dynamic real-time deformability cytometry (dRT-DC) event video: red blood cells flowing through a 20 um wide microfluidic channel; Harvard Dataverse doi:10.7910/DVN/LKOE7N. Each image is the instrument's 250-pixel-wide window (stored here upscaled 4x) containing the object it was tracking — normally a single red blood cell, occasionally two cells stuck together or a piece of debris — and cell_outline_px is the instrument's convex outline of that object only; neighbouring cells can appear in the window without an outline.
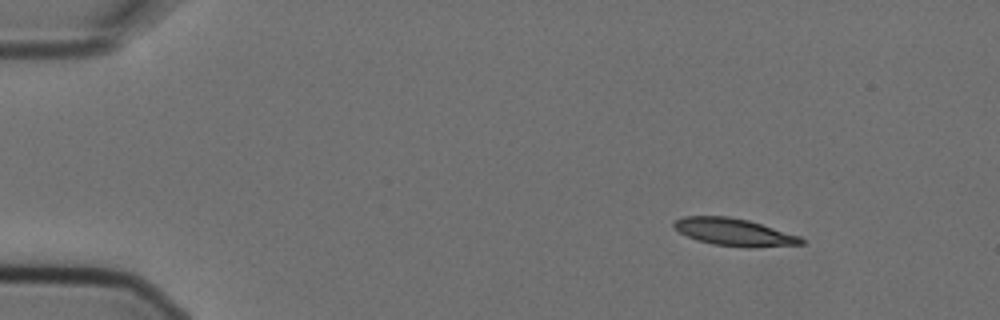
{"species": "Egyptian fruit bat (a non-hibernating species)", "species_latin": "Rousettus aegyptiacus", "temperature_condition": "cold", "stored_images_in_passage": 8, "camera_frame_rate_fps": 3000, "um_per_image_px": 0.085, "animal": {"sex": "female"}, "frame": {"image": 1, "passage_image": 1, "time_ms": 0.0, "image_size_px": [1000, 320], "cell_outline_px": [[804, 244], [756, 248], [744, 248], [712, 244], [696, 240], [680, 232], [672, 224], [676, 220], [684, 216], [728, 216], [748, 220], [800, 236], [804, 240]], "centroid_in_image_um": [62.43, 19.75], "position_along_channel_um": 22.6, "area_um2": 20.4}}
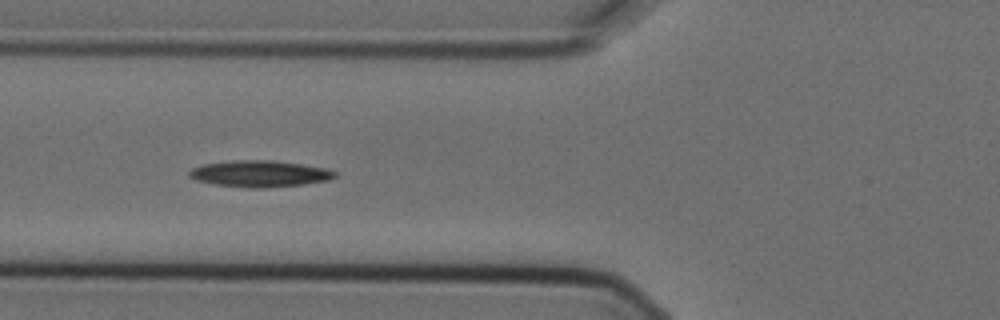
{"frame": {"image": 2, "passage_image": 5, "time_ms": 1.333, "image_size_px": [1000, 320], "cell_outline_px": [[336, 176], [328, 180], [304, 184], [260, 188], [252, 188], [216, 184], [196, 180], [188, 176], [188, 172], [192, 168], [204, 164], [232, 160], [272, 160], [328, 168], [336, 172]], "centroid_in_image_um": [22.08, 14.76], "position_along_channel_um": 103.7, "area_um2": 22.31}}
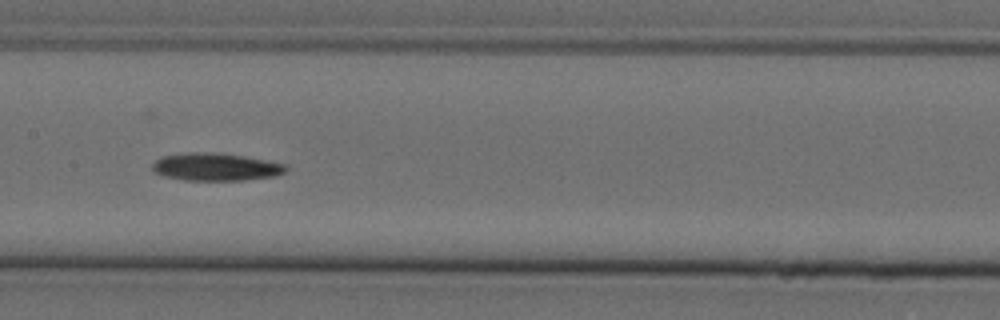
{"frame": {"image": 3, "passage_image": 7, "time_ms": 2.0, "image_size_px": [1000, 320], "cell_outline_px": [[288, 168], [284, 172], [276, 176], [244, 180], [184, 180], [164, 176], [152, 172], [152, 164], [160, 156], [188, 152], [220, 152], [244, 156], [288, 164]], "centroid_in_image_um": [18.33, 14.18], "position_along_channel_um": 189.1, "area_um2": 21.85}}